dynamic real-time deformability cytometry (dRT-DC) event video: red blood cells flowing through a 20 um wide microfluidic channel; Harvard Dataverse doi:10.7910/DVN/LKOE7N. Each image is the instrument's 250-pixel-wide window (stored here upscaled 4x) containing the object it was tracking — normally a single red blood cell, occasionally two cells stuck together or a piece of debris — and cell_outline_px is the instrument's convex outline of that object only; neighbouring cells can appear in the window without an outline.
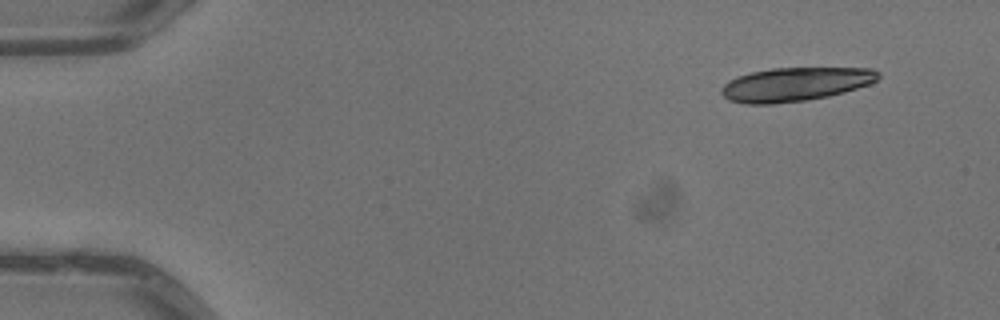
{"species": "common noctule bat (a hibernating species)", "species_latin": "Nyctalus noctula", "temperature_condition": "warm", "stored_images_in_passage": 5, "camera_frame_rate_fps": 3000, "um_per_image_px": 0.085, "animal": {"sex": "male", "body_mass_g": 13.3}, "frame": {"image": 1, "passage_image": 1, "time_ms": 0.0, "image_size_px": [1000, 320], "cell_outline_px": [[880, 76], [872, 84], [844, 92], [828, 96], [808, 100], [772, 104], [744, 104], [728, 100], [720, 92], [720, 88], [728, 80], [752, 72], [772, 68], [872, 68], [880, 72]], "centroid_in_image_um": [67.61, 7.17], "position_along_channel_um": 17.4, "area_um2": 31.04}}
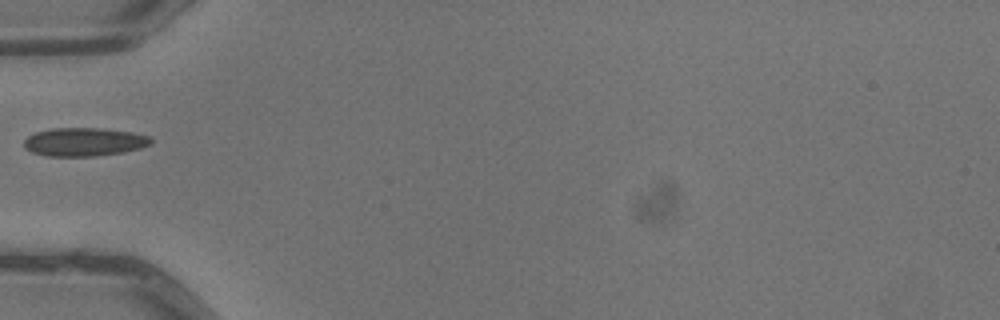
{"frame": {"image": 2, "passage_image": 4, "time_ms": 1.0, "image_size_px": [1000, 320], "cell_outline_px": [[152, 144], [140, 148], [124, 152], [96, 156], [48, 156], [32, 152], [24, 148], [24, 140], [28, 136], [36, 132], [52, 128], [100, 128], [132, 132], [148, 136], [152, 140]], "centroid_in_image_um": [7.15, 12.06], "position_along_channel_um": 77.8, "area_um2": 21.04}}
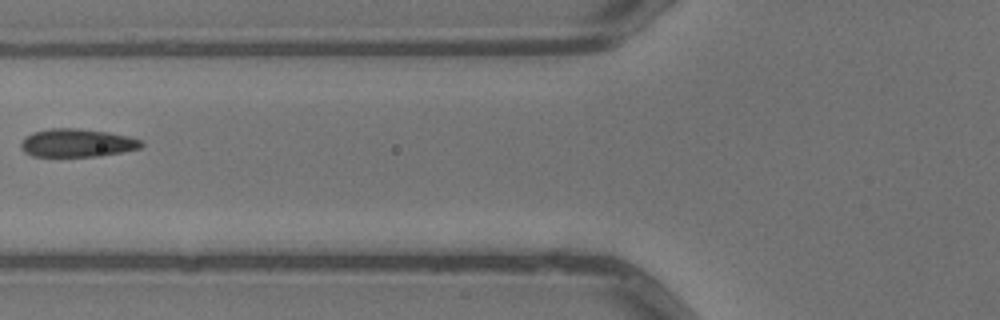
{"frame": {"image": 3, "passage_image": 5, "time_ms": 1.333, "image_size_px": [1000, 320], "cell_outline_px": [[144, 144], [140, 148], [100, 156], [32, 156], [24, 152], [20, 148], [20, 144], [24, 136], [32, 132], [52, 128], [76, 128], [108, 132], [128, 136], [144, 140]], "centroid_in_image_um": [6.53, 12.14], "position_along_channel_um": 119.3, "area_um2": 19.88}}